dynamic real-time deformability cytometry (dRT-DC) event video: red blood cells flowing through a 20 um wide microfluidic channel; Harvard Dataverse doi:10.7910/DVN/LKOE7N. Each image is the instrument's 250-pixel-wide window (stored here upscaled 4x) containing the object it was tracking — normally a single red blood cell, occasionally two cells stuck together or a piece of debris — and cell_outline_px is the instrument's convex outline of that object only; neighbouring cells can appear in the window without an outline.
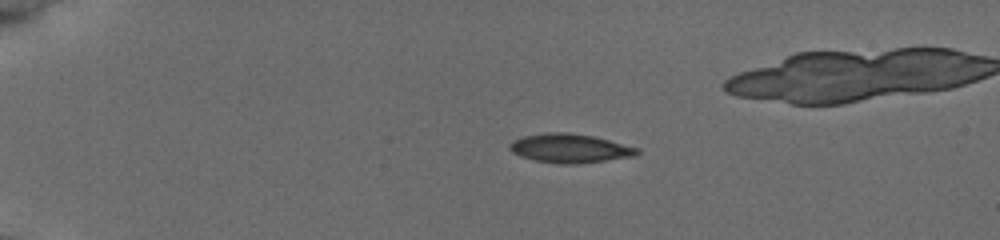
{"species": "common noctule bat (a hibernating species)", "species_latin": "Nyctalus noctula", "temperature_condition": "cold", "stored_images_in_passage": 40, "camera_frame_rate_fps": 3000, "um_per_image_px": 0.085, "animal": {"sex": "female", "body_mass_g": 19.5, "forearm_length_mm": 54.1}, "frame": {"image": 1, "passage_image": 1, "time_ms": 0.0, "image_size_px": [1000, 240], "cell_outline_px": [[640, 152], [636, 156], [576, 164], [560, 164], [536, 160], [520, 156], [512, 152], [508, 148], [508, 144], [512, 140], [524, 136], [548, 132], [568, 132], [592, 136], [608, 140], [636, 148]], "centroid_in_image_um": [48.38, 12.6], "position_along_channel_um": 36.6, "area_um2": 21.33}}
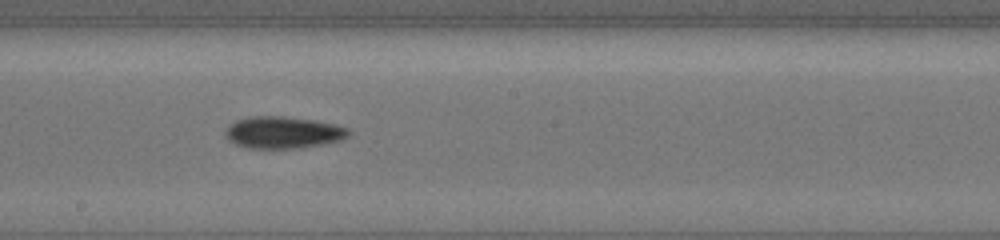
{"frame": {"image": 2, "passage_image": 21, "time_ms": 6.667, "image_size_px": [1000, 240], "cell_outline_px": [[348, 136], [340, 140], [300, 148], [248, 148], [236, 144], [224, 136], [224, 132], [228, 124], [236, 120], [248, 116], [284, 116], [316, 120], [336, 124], [348, 128]], "centroid_in_image_um": [24.02, 11.24], "position_along_channel_um": 224.2, "area_um2": 23.0}}
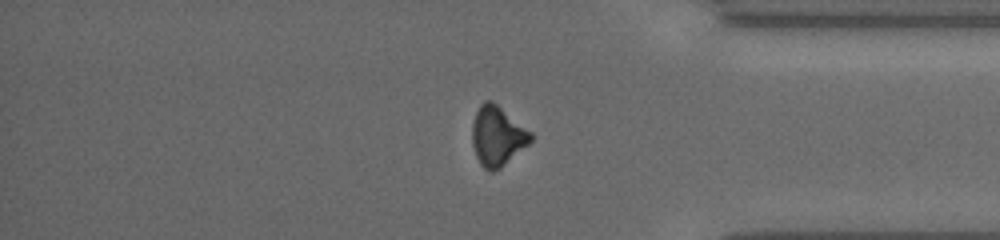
{"frame": {"image": 3, "passage_image": 35, "time_ms": 11.333, "image_size_px": [1000, 240], "cell_outline_px": [[532, 140], [528, 144], [500, 168], [492, 172], [488, 172], [480, 164], [476, 156], [472, 144], [472, 124], [476, 112], [480, 104], [484, 100], [492, 100], [532, 132]], "centroid_in_image_um": [42.26, 11.55], "position_along_channel_um": 392.9, "area_um2": 20.35}}